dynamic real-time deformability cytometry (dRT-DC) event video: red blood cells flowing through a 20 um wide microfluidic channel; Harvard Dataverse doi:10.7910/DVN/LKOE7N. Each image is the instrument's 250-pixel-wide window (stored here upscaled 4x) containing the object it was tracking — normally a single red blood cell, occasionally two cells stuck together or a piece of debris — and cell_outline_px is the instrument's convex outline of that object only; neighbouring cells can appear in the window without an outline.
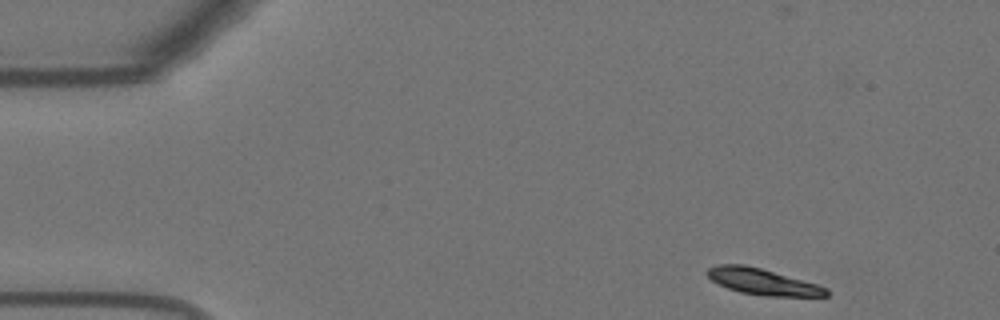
{"species": "Egyptian fruit bat (a non-hibernating species)", "species_latin": "Rousettus aegyptiacus", "temperature_condition": "warm", "stored_images_in_passage": 50, "camera_frame_rate_fps": 3000, "um_per_image_px": 0.085, "animal": {"sex": "female"}, "frame": {"image": 1, "passage_image": 1, "time_ms": 0.0, "image_size_px": [1000, 320], "cell_outline_px": [[828, 296], [764, 296], [740, 292], [728, 288], [712, 280], [704, 272], [708, 268], [716, 264], [744, 264], [760, 268], [816, 284], [828, 288]], "centroid_in_image_um": [64.78, 23.94], "position_along_channel_um": 20.2, "area_um2": 17.98}}
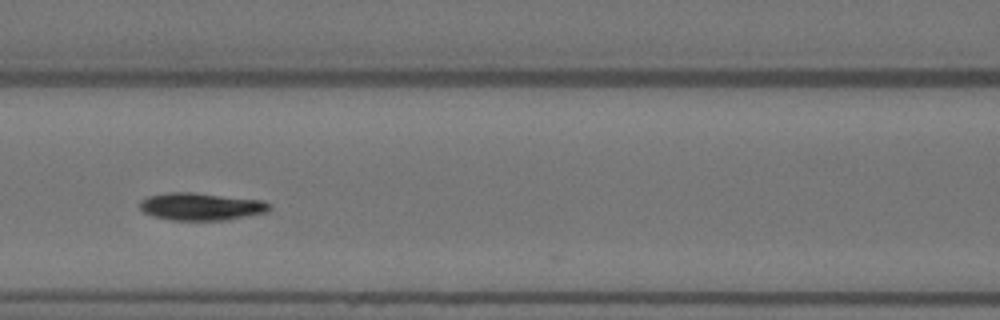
{"frame": {"image": 2, "passage_image": 19, "time_ms": 6.0, "image_size_px": [1000, 320], "cell_outline_px": [[272, 208], [268, 212], [224, 220], [168, 220], [152, 216], [144, 212], [140, 208], [140, 200], [148, 196], [168, 192], [192, 192], [264, 200]], "centroid_in_image_um": [17.08, 17.55], "position_along_channel_um": 149.5, "area_um2": 20.87}}
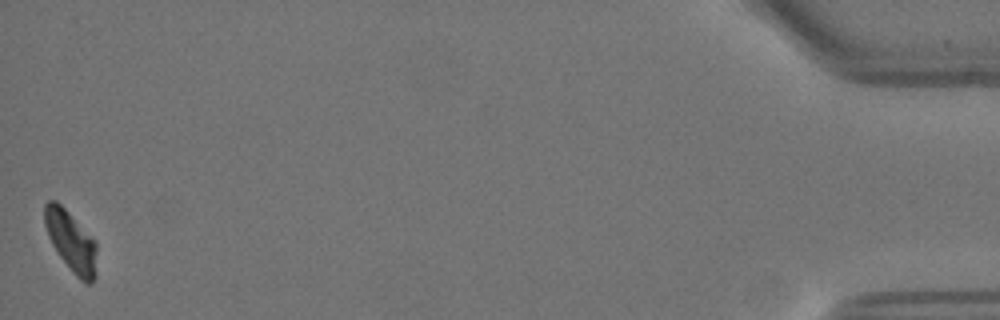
{"frame": {"image": 3, "passage_image": 50, "time_ms": 16.333, "image_size_px": [1000, 320], "cell_outline_px": [[96, 276], [92, 284], [84, 284], [72, 272], [60, 256], [52, 244], [48, 236], [44, 224], [44, 204], [48, 200], [56, 200], [96, 240]], "centroid_in_image_um": [6.05, 20.53], "position_along_channel_um": 429.2, "area_um2": 18.55}, "authors_computed_cell_mechanics": {"area_um2": 20.0277, "velocity_mm_per_s": 3.6354, "shape_relaxation_time_tau1_ms": 3.3457, "shape_relaxation_time_tau2_ms": null, "deformation_change_tau1": 0.1489, "deformation_change_tau2": null}}